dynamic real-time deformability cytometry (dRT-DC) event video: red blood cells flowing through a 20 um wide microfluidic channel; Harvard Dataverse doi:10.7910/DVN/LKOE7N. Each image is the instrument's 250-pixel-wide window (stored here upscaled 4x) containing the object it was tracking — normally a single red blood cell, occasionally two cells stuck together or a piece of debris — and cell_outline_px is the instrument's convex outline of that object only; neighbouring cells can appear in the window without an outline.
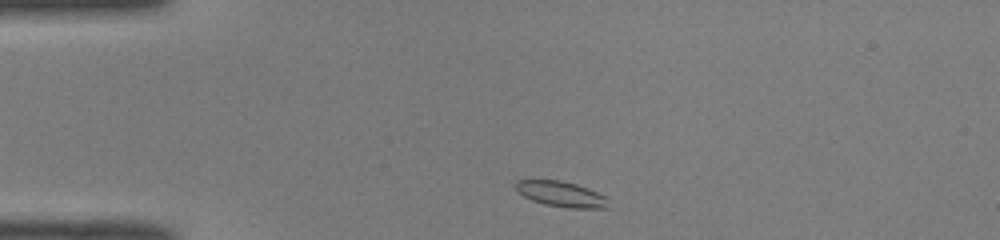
{"species": "common noctule bat (a hibernating species)", "species_latin": "Nyctalus noctula", "temperature_condition": "room temperature", "stored_images_in_passage": 40, "camera_frame_rate_fps": 3000, "um_per_image_px": 0.085, "animal": {"sex": "male", "body_mass_g": 19.0, "forearm_length_mm": 50.8}, "frame": {"image": 1, "passage_image": 1, "time_ms": 0.0, "image_size_px": [1000, 240], "cell_outline_px": [[608, 208], [568, 208], [544, 204], [532, 200], [524, 196], [516, 188], [516, 180], [560, 180], [576, 184], [588, 188], [604, 196]], "centroid_in_image_um": [47.68, 16.49], "position_along_channel_um": 37.3, "area_um2": 13.47}}
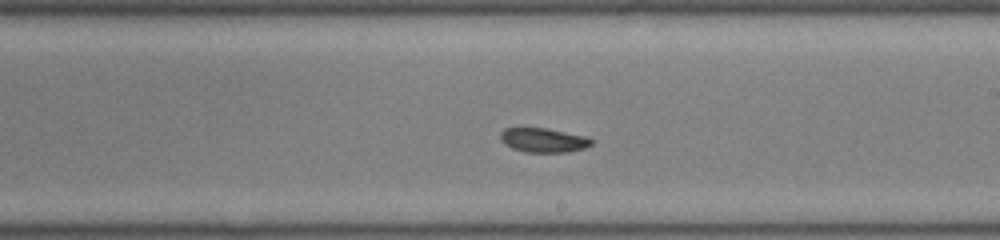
{"frame": {"image": 2, "passage_image": 19, "time_ms": 6.0, "image_size_px": [1000, 240], "cell_outline_px": [[592, 144], [584, 148], [568, 152], [524, 152], [512, 148], [504, 144], [500, 140], [500, 132], [504, 128], [544, 128], [588, 136], [592, 140]], "centroid_in_image_um": [46.17, 11.91], "position_along_channel_um": 242.8, "area_um2": 12.95}}
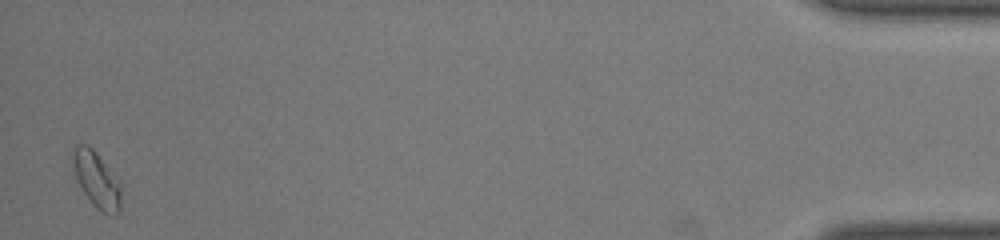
{"frame": {"image": 3, "passage_image": 39, "time_ms": 12.667, "image_size_px": [1000, 240], "cell_outline_px": [[120, 212], [116, 216], [108, 216], [100, 212], [92, 204], [76, 180], [72, 160], [72, 148], [76, 144], [88, 144], [96, 152], [120, 180]], "centroid_in_image_um": [8.22, 15.29], "position_along_channel_um": 427.0, "area_um2": 16.13}, "authors_computed_cell_mechanics": {"area_um2": 13.294, "velocity_mm_per_s": 4.0571, "shape_relaxation_time_tau1_ms": 4.2749, "shape_relaxation_time_tau2_ms": null, "deformation_change_tau1": 0.1164, "deformation_change_tau2": null}}